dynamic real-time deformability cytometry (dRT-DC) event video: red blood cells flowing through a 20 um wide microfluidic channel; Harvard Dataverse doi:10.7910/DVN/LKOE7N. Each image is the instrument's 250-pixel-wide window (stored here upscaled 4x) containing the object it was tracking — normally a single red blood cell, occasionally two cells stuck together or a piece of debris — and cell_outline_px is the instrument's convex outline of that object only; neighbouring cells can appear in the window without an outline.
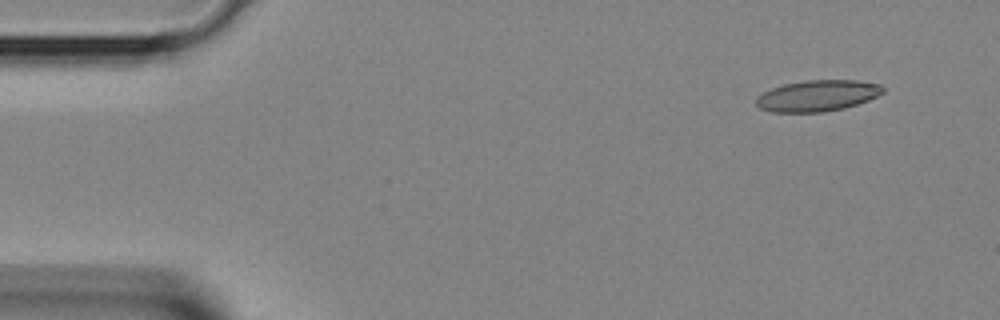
{"species": "Egyptian fruit bat (a non-hibernating species)", "species_latin": "Rousettus aegyptiacus", "temperature_condition": "room temperature", "stored_images_in_passage": 7, "camera_frame_rate_fps": 3000, "um_per_image_px": 0.085, "animal": {"sex": "female"}, "frame": {"image": 1, "passage_image": 1, "time_ms": 0.0, "image_size_px": [1000, 320], "cell_outline_px": [[884, 92], [868, 100], [844, 108], [824, 112], [772, 112], [760, 108], [756, 104], [756, 96], [772, 88], [784, 84], [804, 80], [856, 80], [880, 84], [884, 88]], "centroid_in_image_um": [69.47, 8.13], "position_along_channel_um": 15.5, "area_um2": 23.0}}